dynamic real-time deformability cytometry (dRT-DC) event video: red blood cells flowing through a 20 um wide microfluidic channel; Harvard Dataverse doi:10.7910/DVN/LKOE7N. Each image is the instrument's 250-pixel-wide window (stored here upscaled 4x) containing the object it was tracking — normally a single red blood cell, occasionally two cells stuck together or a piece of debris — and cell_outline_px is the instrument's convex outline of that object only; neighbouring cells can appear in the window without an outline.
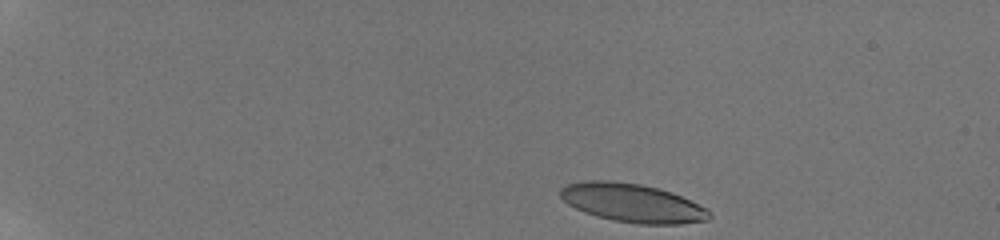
{"species": "human", "species_latin": "Homo sapiens", "temperature_condition": "room temperature", "stored_images_in_passage": 46, "camera_frame_rate_fps": 3000, "um_per_image_px": 0.085, "donor": {"sex": "male"}, "frame": {"image": 1, "passage_image": 1, "time_ms": 0.0, "image_size_px": [1000, 240], "cell_outline_px": [[712, 216], [708, 220], [680, 224], [636, 224], [612, 220], [596, 216], [584, 212], [568, 204], [560, 196], [560, 188], [568, 184], [584, 180], [608, 180], [640, 184], [672, 192], [708, 208], [712, 212]], "centroid_in_image_um": [53.77, 17.25], "position_along_channel_um": 31.2, "area_um2": 33.64}}
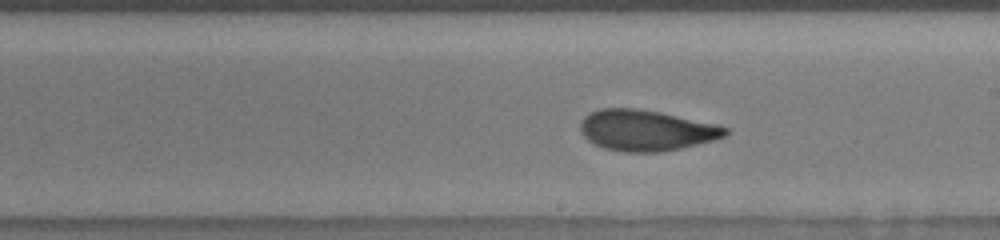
{"frame": {"image": 2, "passage_image": 26, "time_ms": 8.333, "image_size_px": [1000, 240], "cell_outline_px": [[728, 132], [724, 136], [712, 140], [680, 148], [660, 152], [624, 152], [604, 148], [588, 140], [580, 132], [580, 124], [584, 116], [600, 108], [636, 108], [660, 112], [720, 124], [728, 128]], "centroid_in_image_um": [54.92, 11.07], "position_along_channel_um": 234.1, "area_um2": 34.51}}
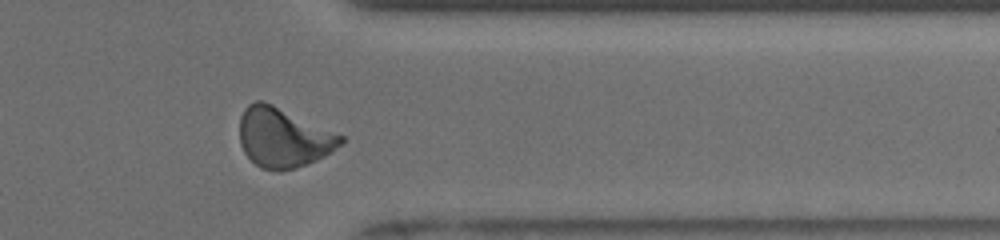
{"frame": {"image": 3, "passage_image": 38, "time_ms": 12.333, "image_size_px": [1000, 240], "cell_outline_px": [[344, 144], [332, 152], [308, 164], [296, 168], [260, 168], [244, 152], [240, 144], [240, 116], [244, 108], [248, 104], [256, 100], [264, 100], [344, 136]], "centroid_in_image_um": [24.09, 11.66], "position_along_channel_um": 387.3, "area_um2": 34.91}, "authors_computed_cell_mechanics": {"area_um2": 33.7841, "velocity_mm_per_s": 3.8698, "shape_relaxation_time_tau1_ms": 4.3226, "shape_relaxation_time_tau2_ms": 1.3761, "deformation_change_tau1": 0.1875, "deformation_change_tau2": 0.0825}}